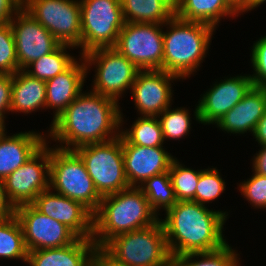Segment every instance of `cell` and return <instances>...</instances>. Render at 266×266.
<instances>
[{
    "label": "cell",
    "instance_id": "cell-1",
    "mask_svg": "<svg viewBox=\"0 0 266 266\" xmlns=\"http://www.w3.org/2000/svg\"><path fill=\"white\" fill-rule=\"evenodd\" d=\"M122 122V114L116 100L94 91L87 94L81 92L61 115L52 121L49 136L52 140L65 144L58 148L75 150L83 145L117 138L120 135L117 129L122 126Z\"/></svg>",
    "mask_w": 266,
    "mask_h": 266
},
{
    "label": "cell",
    "instance_id": "cell-2",
    "mask_svg": "<svg viewBox=\"0 0 266 266\" xmlns=\"http://www.w3.org/2000/svg\"><path fill=\"white\" fill-rule=\"evenodd\" d=\"M223 211L209 210L194 201H177L161 220L172 258L194 252H209L226 245Z\"/></svg>",
    "mask_w": 266,
    "mask_h": 266
},
{
    "label": "cell",
    "instance_id": "cell-3",
    "mask_svg": "<svg viewBox=\"0 0 266 266\" xmlns=\"http://www.w3.org/2000/svg\"><path fill=\"white\" fill-rule=\"evenodd\" d=\"M159 218L139 187L102 197L93 214L92 240L100 250L110 239L155 224Z\"/></svg>",
    "mask_w": 266,
    "mask_h": 266
},
{
    "label": "cell",
    "instance_id": "cell-4",
    "mask_svg": "<svg viewBox=\"0 0 266 266\" xmlns=\"http://www.w3.org/2000/svg\"><path fill=\"white\" fill-rule=\"evenodd\" d=\"M165 24L170 31L163 32V70L186 79L205 58L215 28L176 16Z\"/></svg>",
    "mask_w": 266,
    "mask_h": 266
},
{
    "label": "cell",
    "instance_id": "cell-5",
    "mask_svg": "<svg viewBox=\"0 0 266 266\" xmlns=\"http://www.w3.org/2000/svg\"><path fill=\"white\" fill-rule=\"evenodd\" d=\"M99 251L117 266H173L160 219L151 226L113 237Z\"/></svg>",
    "mask_w": 266,
    "mask_h": 266
},
{
    "label": "cell",
    "instance_id": "cell-6",
    "mask_svg": "<svg viewBox=\"0 0 266 266\" xmlns=\"http://www.w3.org/2000/svg\"><path fill=\"white\" fill-rule=\"evenodd\" d=\"M49 188L56 193L80 202L92 214L100 205L102 197L80 156L74 150L50 148Z\"/></svg>",
    "mask_w": 266,
    "mask_h": 266
},
{
    "label": "cell",
    "instance_id": "cell-7",
    "mask_svg": "<svg viewBox=\"0 0 266 266\" xmlns=\"http://www.w3.org/2000/svg\"><path fill=\"white\" fill-rule=\"evenodd\" d=\"M74 151L83 160L101 197L130 187L124 171L121 134L113 140L83 145Z\"/></svg>",
    "mask_w": 266,
    "mask_h": 266
},
{
    "label": "cell",
    "instance_id": "cell-8",
    "mask_svg": "<svg viewBox=\"0 0 266 266\" xmlns=\"http://www.w3.org/2000/svg\"><path fill=\"white\" fill-rule=\"evenodd\" d=\"M81 55L113 48L124 26L120 0H80Z\"/></svg>",
    "mask_w": 266,
    "mask_h": 266
},
{
    "label": "cell",
    "instance_id": "cell-9",
    "mask_svg": "<svg viewBox=\"0 0 266 266\" xmlns=\"http://www.w3.org/2000/svg\"><path fill=\"white\" fill-rule=\"evenodd\" d=\"M162 25L126 22L114 48L139 70H163Z\"/></svg>",
    "mask_w": 266,
    "mask_h": 266
},
{
    "label": "cell",
    "instance_id": "cell-10",
    "mask_svg": "<svg viewBox=\"0 0 266 266\" xmlns=\"http://www.w3.org/2000/svg\"><path fill=\"white\" fill-rule=\"evenodd\" d=\"M22 8L60 44L81 47V13L78 0H22Z\"/></svg>",
    "mask_w": 266,
    "mask_h": 266
},
{
    "label": "cell",
    "instance_id": "cell-11",
    "mask_svg": "<svg viewBox=\"0 0 266 266\" xmlns=\"http://www.w3.org/2000/svg\"><path fill=\"white\" fill-rule=\"evenodd\" d=\"M81 58L87 63V68L92 66V63L97 64L92 91L117 102L123 92L132 87L140 71L114 47L95 49L82 55Z\"/></svg>",
    "mask_w": 266,
    "mask_h": 266
},
{
    "label": "cell",
    "instance_id": "cell-12",
    "mask_svg": "<svg viewBox=\"0 0 266 266\" xmlns=\"http://www.w3.org/2000/svg\"><path fill=\"white\" fill-rule=\"evenodd\" d=\"M47 146L45 143L28 161L3 180L6 197L14 209L32 204L41 192L49 189L50 148Z\"/></svg>",
    "mask_w": 266,
    "mask_h": 266
},
{
    "label": "cell",
    "instance_id": "cell-13",
    "mask_svg": "<svg viewBox=\"0 0 266 266\" xmlns=\"http://www.w3.org/2000/svg\"><path fill=\"white\" fill-rule=\"evenodd\" d=\"M28 252L60 248L74 243L79 237L65 224L39 212L32 204L15 208Z\"/></svg>",
    "mask_w": 266,
    "mask_h": 266
},
{
    "label": "cell",
    "instance_id": "cell-14",
    "mask_svg": "<svg viewBox=\"0 0 266 266\" xmlns=\"http://www.w3.org/2000/svg\"><path fill=\"white\" fill-rule=\"evenodd\" d=\"M10 21L15 39L19 70H24L34 60L53 52L60 43L23 8ZM16 20V21H15Z\"/></svg>",
    "mask_w": 266,
    "mask_h": 266
},
{
    "label": "cell",
    "instance_id": "cell-15",
    "mask_svg": "<svg viewBox=\"0 0 266 266\" xmlns=\"http://www.w3.org/2000/svg\"><path fill=\"white\" fill-rule=\"evenodd\" d=\"M253 86L251 75H240L215 83L196 106V120L204 124H216Z\"/></svg>",
    "mask_w": 266,
    "mask_h": 266
},
{
    "label": "cell",
    "instance_id": "cell-16",
    "mask_svg": "<svg viewBox=\"0 0 266 266\" xmlns=\"http://www.w3.org/2000/svg\"><path fill=\"white\" fill-rule=\"evenodd\" d=\"M50 190L41 192L32 205L42 214L65 224L79 238L92 239L93 214L80 202Z\"/></svg>",
    "mask_w": 266,
    "mask_h": 266
},
{
    "label": "cell",
    "instance_id": "cell-17",
    "mask_svg": "<svg viewBox=\"0 0 266 266\" xmlns=\"http://www.w3.org/2000/svg\"><path fill=\"white\" fill-rule=\"evenodd\" d=\"M178 76L164 70H140L131 87L135 106L143 116H158L172 100L171 80Z\"/></svg>",
    "mask_w": 266,
    "mask_h": 266
},
{
    "label": "cell",
    "instance_id": "cell-18",
    "mask_svg": "<svg viewBox=\"0 0 266 266\" xmlns=\"http://www.w3.org/2000/svg\"><path fill=\"white\" fill-rule=\"evenodd\" d=\"M125 176L130 187H139L148 178L169 171L173 158L163 147L130 144L122 136ZM138 181V182H137Z\"/></svg>",
    "mask_w": 266,
    "mask_h": 266
},
{
    "label": "cell",
    "instance_id": "cell-19",
    "mask_svg": "<svg viewBox=\"0 0 266 266\" xmlns=\"http://www.w3.org/2000/svg\"><path fill=\"white\" fill-rule=\"evenodd\" d=\"M99 252L92 239L78 238L60 248H46L28 252L30 266H93Z\"/></svg>",
    "mask_w": 266,
    "mask_h": 266
},
{
    "label": "cell",
    "instance_id": "cell-20",
    "mask_svg": "<svg viewBox=\"0 0 266 266\" xmlns=\"http://www.w3.org/2000/svg\"><path fill=\"white\" fill-rule=\"evenodd\" d=\"M266 113V88L253 86L244 98L216 124L228 133H254L257 122Z\"/></svg>",
    "mask_w": 266,
    "mask_h": 266
},
{
    "label": "cell",
    "instance_id": "cell-21",
    "mask_svg": "<svg viewBox=\"0 0 266 266\" xmlns=\"http://www.w3.org/2000/svg\"><path fill=\"white\" fill-rule=\"evenodd\" d=\"M75 61L63 73L56 75L46 83V108L55 109L53 121L79 96L82 91L87 67Z\"/></svg>",
    "mask_w": 266,
    "mask_h": 266
},
{
    "label": "cell",
    "instance_id": "cell-22",
    "mask_svg": "<svg viewBox=\"0 0 266 266\" xmlns=\"http://www.w3.org/2000/svg\"><path fill=\"white\" fill-rule=\"evenodd\" d=\"M35 132L0 136V181L28 161L45 143L46 138Z\"/></svg>",
    "mask_w": 266,
    "mask_h": 266
},
{
    "label": "cell",
    "instance_id": "cell-23",
    "mask_svg": "<svg viewBox=\"0 0 266 266\" xmlns=\"http://www.w3.org/2000/svg\"><path fill=\"white\" fill-rule=\"evenodd\" d=\"M238 16L239 10L230 0H175V16L184 21L202 22L212 27L221 17Z\"/></svg>",
    "mask_w": 266,
    "mask_h": 266
},
{
    "label": "cell",
    "instance_id": "cell-24",
    "mask_svg": "<svg viewBox=\"0 0 266 266\" xmlns=\"http://www.w3.org/2000/svg\"><path fill=\"white\" fill-rule=\"evenodd\" d=\"M46 108V83L19 70L12 75L11 111L31 113Z\"/></svg>",
    "mask_w": 266,
    "mask_h": 266
},
{
    "label": "cell",
    "instance_id": "cell-25",
    "mask_svg": "<svg viewBox=\"0 0 266 266\" xmlns=\"http://www.w3.org/2000/svg\"><path fill=\"white\" fill-rule=\"evenodd\" d=\"M124 22L165 24L175 16V0H120Z\"/></svg>",
    "mask_w": 266,
    "mask_h": 266
},
{
    "label": "cell",
    "instance_id": "cell-26",
    "mask_svg": "<svg viewBox=\"0 0 266 266\" xmlns=\"http://www.w3.org/2000/svg\"><path fill=\"white\" fill-rule=\"evenodd\" d=\"M70 47L74 48L71 45L60 44L53 52L31 62L24 71L44 81L54 78L56 75L67 70L76 61L74 57L66 53V49ZM29 68L33 70H29Z\"/></svg>",
    "mask_w": 266,
    "mask_h": 266
},
{
    "label": "cell",
    "instance_id": "cell-27",
    "mask_svg": "<svg viewBox=\"0 0 266 266\" xmlns=\"http://www.w3.org/2000/svg\"><path fill=\"white\" fill-rule=\"evenodd\" d=\"M0 257L27 262L28 250L21 224L15 214L0 220Z\"/></svg>",
    "mask_w": 266,
    "mask_h": 266
},
{
    "label": "cell",
    "instance_id": "cell-28",
    "mask_svg": "<svg viewBox=\"0 0 266 266\" xmlns=\"http://www.w3.org/2000/svg\"><path fill=\"white\" fill-rule=\"evenodd\" d=\"M139 188L156 214L161 207L167 211L177 202L169 171L148 178Z\"/></svg>",
    "mask_w": 266,
    "mask_h": 266
},
{
    "label": "cell",
    "instance_id": "cell-29",
    "mask_svg": "<svg viewBox=\"0 0 266 266\" xmlns=\"http://www.w3.org/2000/svg\"><path fill=\"white\" fill-rule=\"evenodd\" d=\"M129 130L120 134L130 143L144 147H163V135L157 116H141Z\"/></svg>",
    "mask_w": 266,
    "mask_h": 266
},
{
    "label": "cell",
    "instance_id": "cell-30",
    "mask_svg": "<svg viewBox=\"0 0 266 266\" xmlns=\"http://www.w3.org/2000/svg\"><path fill=\"white\" fill-rule=\"evenodd\" d=\"M238 254L228 244L209 252H194L173 259V266H239ZM202 258L199 261L192 258Z\"/></svg>",
    "mask_w": 266,
    "mask_h": 266
},
{
    "label": "cell",
    "instance_id": "cell-31",
    "mask_svg": "<svg viewBox=\"0 0 266 266\" xmlns=\"http://www.w3.org/2000/svg\"><path fill=\"white\" fill-rule=\"evenodd\" d=\"M200 173L201 170L195 171L190 168H185L177 162V159L172 161L169 174L177 201L195 202V191Z\"/></svg>",
    "mask_w": 266,
    "mask_h": 266
},
{
    "label": "cell",
    "instance_id": "cell-32",
    "mask_svg": "<svg viewBox=\"0 0 266 266\" xmlns=\"http://www.w3.org/2000/svg\"><path fill=\"white\" fill-rule=\"evenodd\" d=\"M189 116L188 109L177 108L171 110L169 107L158 115L163 139H179L187 135L191 128V117Z\"/></svg>",
    "mask_w": 266,
    "mask_h": 266
},
{
    "label": "cell",
    "instance_id": "cell-33",
    "mask_svg": "<svg viewBox=\"0 0 266 266\" xmlns=\"http://www.w3.org/2000/svg\"><path fill=\"white\" fill-rule=\"evenodd\" d=\"M225 190V182L215 168L201 170L195 191V202L205 205L215 200Z\"/></svg>",
    "mask_w": 266,
    "mask_h": 266
},
{
    "label": "cell",
    "instance_id": "cell-34",
    "mask_svg": "<svg viewBox=\"0 0 266 266\" xmlns=\"http://www.w3.org/2000/svg\"><path fill=\"white\" fill-rule=\"evenodd\" d=\"M19 71L15 39L10 23H0V74Z\"/></svg>",
    "mask_w": 266,
    "mask_h": 266
},
{
    "label": "cell",
    "instance_id": "cell-35",
    "mask_svg": "<svg viewBox=\"0 0 266 266\" xmlns=\"http://www.w3.org/2000/svg\"><path fill=\"white\" fill-rule=\"evenodd\" d=\"M239 186L241 193L252 206L266 208V176L254 173L252 178Z\"/></svg>",
    "mask_w": 266,
    "mask_h": 266
},
{
    "label": "cell",
    "instance_id": "cell-36",
    "mask_svg": "<svg viewBox=\"0 0 266 266\" xmlns=\"http://www.w3.org/2000/svg\"><path fill=\"white\" fill-rule=\"evenodd\" d=\"M251 58L255 71L251 76L253 85L266 88V36L254 43Z\"/></svg>",
    "mask_w": 266,
    "mask_h": 266
},
{
    "label": "cell",
    "instance_id": "cell-37",
    "mask_svg": "<svg viewBox=\"0 0 266 266\" xmlns=\"http://www.w3.org/2000/svg\"><path fill=\"white\" fill-rule=\"evenodd\" d=\"M12 75L0 74V118L4 121L6 111H11Z\"/></svg>",
    "mask_w": 266,
    "mask_h": 266
},
{
    "label": "cell",
    "instance_id": "cell-38",
    "mask_svg": "<svg viewBox=\"0 0 266 266\" xmlns=\"http://www.w3.org/2000/svg\"><path fill=\"white\" fill-rule=\"evenodd\" d=\"M21 8L22 0H0V23H10Z\"/></svg>",
    "mask_w": 266,
    "mask_h": 266
},
{
    "label": "cell",
    "instance_id": "cell-39",
    "mask_svg": "<svg viewBox=\"0 0 266 266\" xmlns=\"http://www.w3.org/2000/svg\"><path fill=\"white\" fill-rule=\"evenodd\" d=\"M14 213L15 209L6 197L3 181H0V220L8 218Z\"/></svg>",
    "mask_w": 266,
    "mask_h": 266
},
{
    "label": "cell",
    "instance_id": "cell-40",
    "mask_svg": "<svg viewBox=\"0 0 266 266\" xmlns=\"http://www.w3.org/2000/svg\"><path fill=\"white\" fill-rule=\"evenodd\" d=\"M253 159L254 173L266 176V145H262L261 150Z\"/></svg>",
    "mask_w": 266,
    "mask_h": 266
},
{
    "label": "cell",
    "instance_id": "cell-41",
    "mask_svg": "<svg viewBox=\"0 0 266 266\" xmlns=\"http://www.w3.org/2000/svg\"><path fill=\"white\" fill-rule=\"evenodd\" d=\"M253 136L261 146L266 145V113L257 122Z\"/></svg>",
    "mask_w": 266,
    "mask_h": 266
},
{
    "label": "cell",
    "instance_id": "cell-42",
    "mask_svg": "<svg viewBox=\"0 0 266 266\" xmlns=\"http://www.w3.org/2000/svg\"><path fill=\"white\" fill-rule=\"evenodd\" d=\"M93 266H117L110 262L100 251L97 253Z\"/></svg>",
    "mask_w": 266,
    "mask_h": 266
},
{
    "label": "cell",
    "instance_id": "cell-43",
    "mask_svg": "<svg viewBox=\"0 0 266 266\" xmlns=\"http://www.w3.org/2000/svg\"><path fill=\"white\" fill-rule=\"evenodd\" d=\"M266 2V0H246V11L254 9Z\"/></svg>",
    "mask_w": 266,
    "mask_h": 266
},
{
    "label": "cell",
    "instance_id": "cell-44",
    "mask_svg": "<svg viewBox=\"0 0 266 266\" xmlns=\"http://www.w3.org/2000/svg\"><path fill=\"white\" fill-rule=\"evenodd\" d=\"M240 13L246 11V0H230Z\"/></svg>",
    "mask_w": 266,
    "mask_h": 266
},
{
    "label": "cell",
    "instance_id": "cell-45",
    "mask_svg": "<svg viewBox=\"0 0 266 266\" xmlns=\"http://www.w3.org/2000/svg\"><path fill=\"white\" fill-rule=\"evenodd\" d=\"M4 122L1 118H0V136L5 132V125Z\"/></svg>",
    "mask_w": 266,
    "mask_h": 266
}]
</instances>
